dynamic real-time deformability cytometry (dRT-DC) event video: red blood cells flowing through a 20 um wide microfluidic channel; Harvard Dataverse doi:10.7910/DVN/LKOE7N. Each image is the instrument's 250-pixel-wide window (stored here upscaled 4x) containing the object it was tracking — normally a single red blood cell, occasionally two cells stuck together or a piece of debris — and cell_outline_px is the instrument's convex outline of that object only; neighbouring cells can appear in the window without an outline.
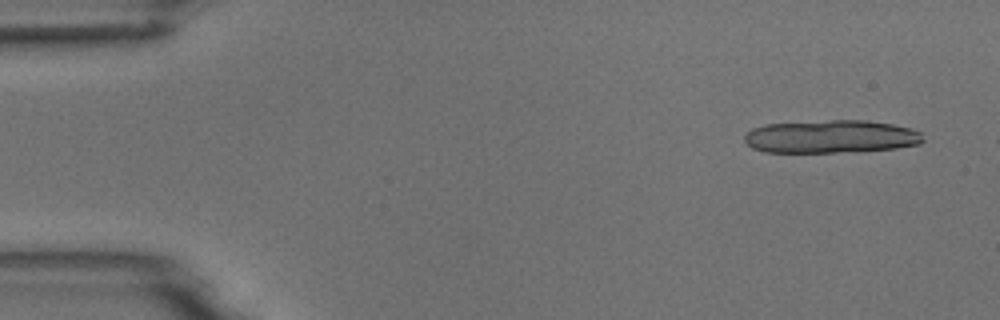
{"species": "common noctule bat (a hibernating species)", "species_latin": "Nyctalus noctula", "temperature_condition": "room temperature", "stored_images_in_passage": 3, "camera_frame_rate_fps": 3000, "um_per_image_px": 0.085, "animal": {"sex": "male", "body_mass_g": 18.8}, "frame": {"image": 1, "passage_image": 1, "time_ms": 0.0, "image_size_px": [1000, 320], "cell_outline_px": [[924, 140], [920, 144], [896, 148], [836, 152], [764, 152], [752, 148], [744, 140], [744, 136], [752, 128], [764, 124], [828, 120], [864, 120], [892, 124], [912, 128], [920, 132]], "centroid_in_image_um": [70.62, 11.6], "position_along_channel_um": 14.4, "area_um2": 34.33}}